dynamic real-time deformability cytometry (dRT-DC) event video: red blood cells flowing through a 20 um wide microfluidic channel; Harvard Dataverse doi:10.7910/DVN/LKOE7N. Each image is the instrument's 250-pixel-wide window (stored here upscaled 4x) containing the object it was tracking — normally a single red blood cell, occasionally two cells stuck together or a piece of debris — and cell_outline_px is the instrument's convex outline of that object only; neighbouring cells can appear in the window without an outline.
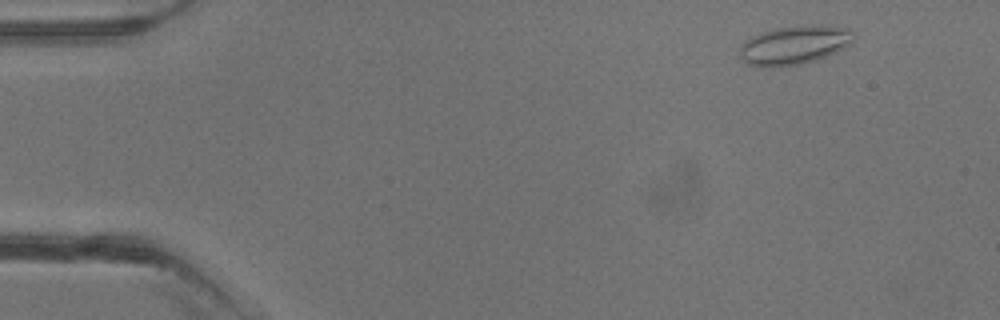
{"species": "common noctule bat (a hibernating species)", "species_latin": "Nyctalus noctula", "temperature_condition": "warm", "stored_images_in_passage": 3, "camera_frame_rate_fps": 3000, "um_per_image_px": 0.085, "animal": {"sex": "male", "body_mass_g": 13.3}, "frame": {"image": 1, "passage_image": 1, "time_ms": 0.0, "image_size_px": [1000, 320], "cell_outline_px": [[856, 36], [844, 48], [836, 52], [816, 60], [800, 64], [768, 68], [756, 68], [748, 64], [740, 56], [740, 48], [752, 36], [760, 32], [776, 28], [800, 24], [820, 24], [848, 28]], "centroid_in_image_um": [67.52, 3.82], "position_along_channel_um": 17.5, "area_um2": 26.07}}